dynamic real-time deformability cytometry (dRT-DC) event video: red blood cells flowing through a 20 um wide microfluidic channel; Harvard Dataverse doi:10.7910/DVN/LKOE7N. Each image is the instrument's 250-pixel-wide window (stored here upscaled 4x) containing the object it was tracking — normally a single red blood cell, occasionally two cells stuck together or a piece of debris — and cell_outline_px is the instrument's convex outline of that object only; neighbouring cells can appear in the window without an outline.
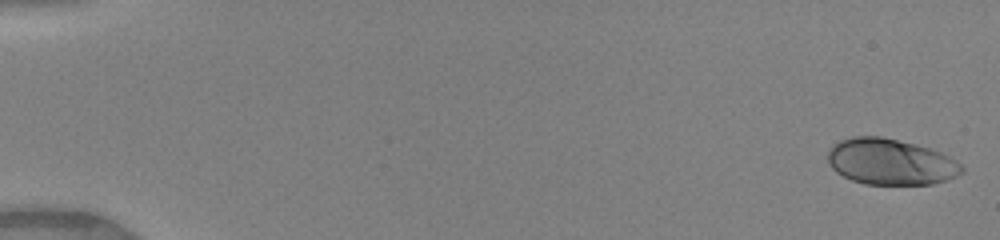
{"species": "human", "species_latin": "Homo sapiens", "temperature_condition": "warm", "stored_images_in_passage": 21, "camera_frame_rate_fps": 3000, "um_per_image_px": 0.085, "donor": {"sex": "female"}, "frame": {"image": 1, "passage_image": 1, "time_ms": 0.0, "image_size_px": [1000, 240], "cell_outline_px": [[964, 172], [956, 176], [932, 184], [864, 184], [852, 180], [836, 172], [828, 164], [828, 152], [840, 140], [852, 136], [880, 136], [916, 144], [940, 152], [956, 160], [964, 168]], "centroid_in_image_um": [75.69, 13.75], "position_along_channel_um": 9.3, "area_um2": 35.78}}
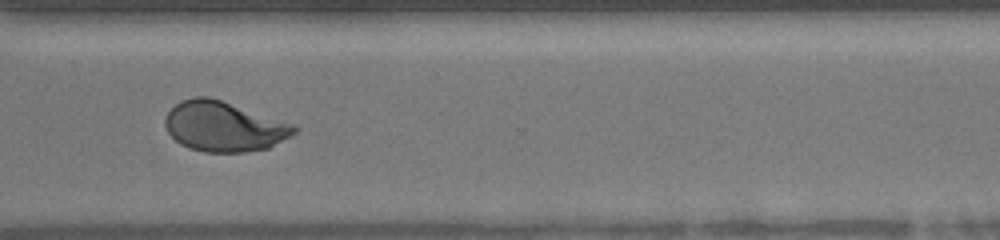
{"frame": {"image": 2, "passage_image": 17, "time_ms": 5.333, "image_size_px": [1000, 240], "cell_outline_px": [[300, 128], [296, 132], [268, 148], [244, 152], [204, 152], [188, 148], [180, 144], [168, 132], [164, 124], [164, 120], [168, 112], [180, 100], [192, 96], [208, 96], [296, 124]], "centroid_in_image_um": [19.03, 10.74], "position_along_channel_um": 351.6, "area_um2": 37.74}}
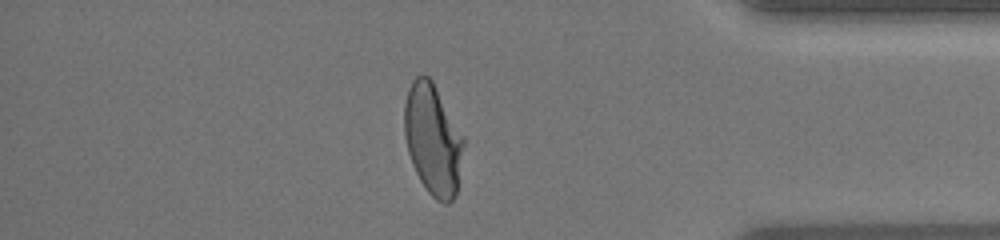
{"frame": {"image": 3, "passage_image": 19, "time_ms": 6.0, "image_size_px": [1000, 240], "cell_outline_px": [[464, 144], [456, 196], [448, 204], [444, 204], [436, 200], [428, 192], [420, 180], [412, 164], [408, 152], [404, 136], [404, 104], [408, 88], [412, 80], [416, 76], [428, 76], [432, 80], [464, 136]], "centroid_in_image_um": [36.79, 11.86], "position_along_channel_um": 398.4, "area_um2": 38.44}}